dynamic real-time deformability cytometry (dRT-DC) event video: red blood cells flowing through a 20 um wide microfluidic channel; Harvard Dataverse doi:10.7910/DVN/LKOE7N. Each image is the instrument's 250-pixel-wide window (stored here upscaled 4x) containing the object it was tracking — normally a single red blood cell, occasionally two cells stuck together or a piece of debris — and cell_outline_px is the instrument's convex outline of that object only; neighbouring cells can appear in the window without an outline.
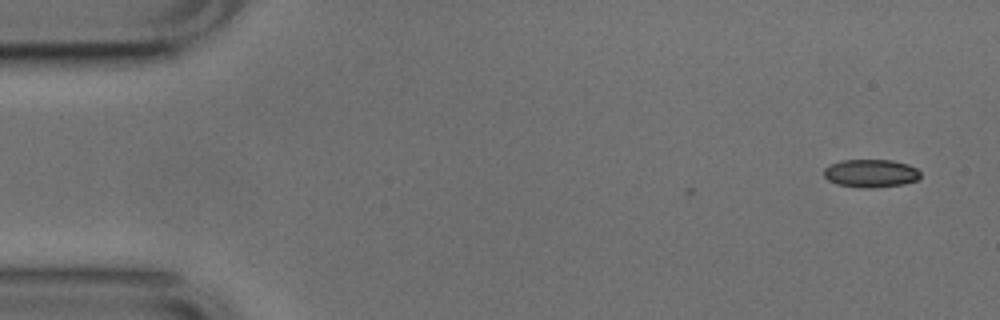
{"species": "common noctule bat (a hibernating species)", "species_latin": "Nyctalus noctula", "temperature_condition": "cold", "stored_images_in_passage": 43, "camera_frame_rate_fps": 3000, "um_per_image_px": 0.085, "animal": {"sex": "male", "body_mass_g": 17.9, "forearm_length_mm": 54.2}, "frame": {"image": 1, "passage_image": 1, "time_ms": 0.0, "image_size_px": [1000, 320], "cell_outline_px": [[920, 176], [916, 180], [904, 184], [876, 188], [860, 188], [836, 184], [828, 180], [824, 176], [824, 168], [840, 160], [892, 160], [908, 164], [916, 168], [920, 172]], "centroid_in_image_um": [74.01, 14.74], "position_along_channel_um": 11.0, "area_um2": 15.9}}
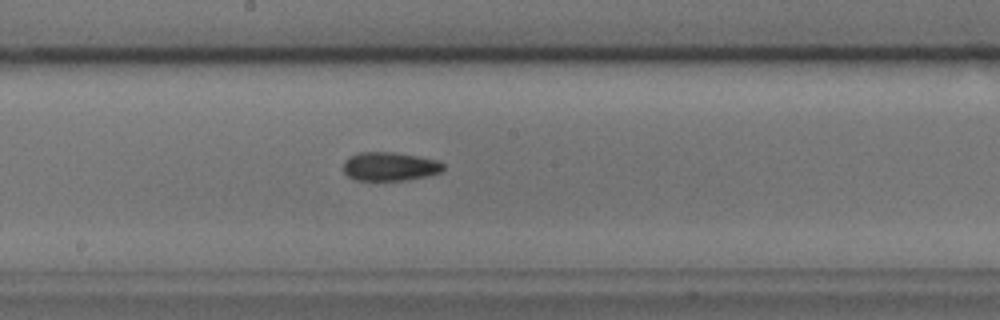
{"frame": {"image": 2, "passage_image": 26, "time_ms": 8.333, "image_size_px": [1000, 320], "cell_outline_px": [[444, 168], [440, 172], [428, 176], [408, 180], [356, 180], [348, 176], [344, 172], [344, 160], [348, 156], [360, 152], [392, 152], [416, 156], [436, 160], [444, 164]], "centroid_in_image_um": [33.11, 14.15], "position_along_channel_um": 215.1, "area_um2": 16.7}}
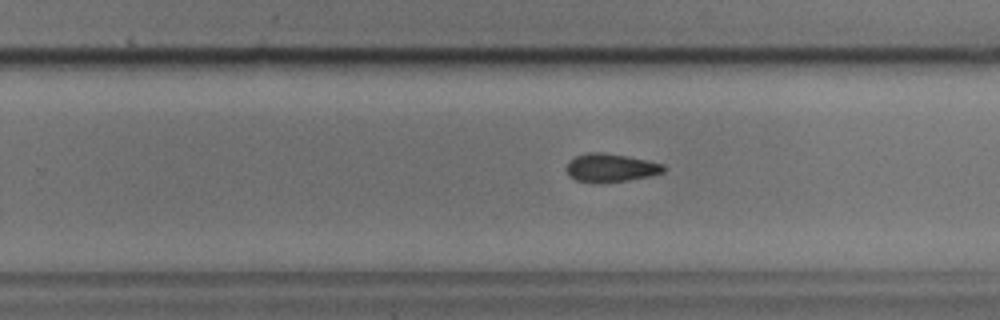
{"frame": {"image": 3, "passage_image": 31, "time_ms": 10.0, "image_size_px": [1000, 320], "cell_outline_px": [[664, 172], [652, 176], [628, 180], [600, 184], [596, 184], [576, 180], [568, 176], [568, 160], [584, 152], [604, 152], [628, 156], [648, 160], [664, 164]], "centroid_in_image_um": [51.91, 14.27], "position_along_channel_um": 277.9, "area_um2": 16.42}, "authors_computed_cell_mechanics": {"area_um2": 16.4152, "velocity_mm_per_s": 3.7831, "shape_relaxation_time_tau1_ms": null, "shape_relaxation_time_tau2_ms": 10.2697, "deformation_change_tau1": null, "deformation_change_tau2": 0.1679}}